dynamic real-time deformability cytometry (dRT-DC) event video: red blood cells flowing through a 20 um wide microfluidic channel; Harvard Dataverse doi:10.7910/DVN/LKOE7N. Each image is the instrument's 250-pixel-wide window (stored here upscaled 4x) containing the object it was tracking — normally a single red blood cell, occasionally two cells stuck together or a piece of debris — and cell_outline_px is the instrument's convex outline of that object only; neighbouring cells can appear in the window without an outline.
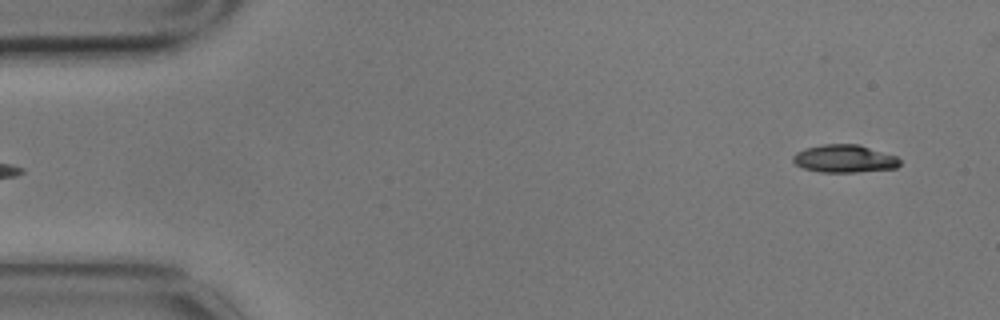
{"species": "common noctule bat (a hibernating species)", "species_latin": "Nyctalus noctula", "temperature_condition": "cold", "stored_images_in_passage": 4, "camera_frame_rate_fps": 3000, "um_per_image_px": 0.085, "animal": {"sex": "male", "body_mass_g": 17.9}, "frame": {"image": 1, "passage_image": 4, "time_ms": 1.0, "image_size_px": [1000, 320], "cell_outline_px": [[900, 164], [896, 168], [856, 172], [820, 172], [804, 168], [796, 164], [792, 160], [792, 156], [796, 152], [804, 148], [824, 144], [860, 144], [896, 156], [900, 160]], "centroid_in_image_um": [71.76, 13.48], "position_along_channel_um": 13.2, "area_um2": 17.34}}